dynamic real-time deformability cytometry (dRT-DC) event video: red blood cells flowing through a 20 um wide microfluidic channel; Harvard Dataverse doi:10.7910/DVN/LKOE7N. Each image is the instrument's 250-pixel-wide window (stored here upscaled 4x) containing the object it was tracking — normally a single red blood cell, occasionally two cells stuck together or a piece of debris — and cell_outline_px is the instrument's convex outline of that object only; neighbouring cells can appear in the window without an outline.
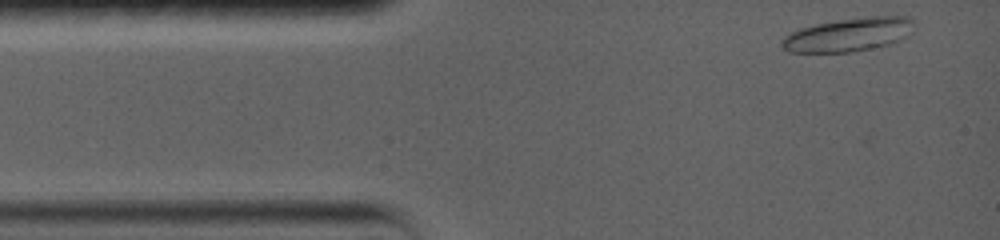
{"species": "common noctule bat (a hibernating species)", "species_latin": "Nyctalus noctula", "temperature_condition": "warm", "stored_images_in_passage": 6, "camera_frame_rate_fps": 5000, "um_per_image_px": 0.085, "animal": {"sex": "female", "body_mass_g": 19.0, "forearm_length_mm": 56.7}, "frame": {"image": 1, "passage_image": 1, "time_ms": 0.0, "image_size_px": [1000, 240], "cell_outline_px": [[912, 20], [904, 36], [888, 44], [852, 52], [788, 52], [780, 44], [784, 36], [800, 28], [816, 24], [836, 20], [872, 16], [908, 16]], "centroid_in_image_um": [72.01, 2.94], "position_along_channel_um": 13.0, "area_um2": 25.14}}
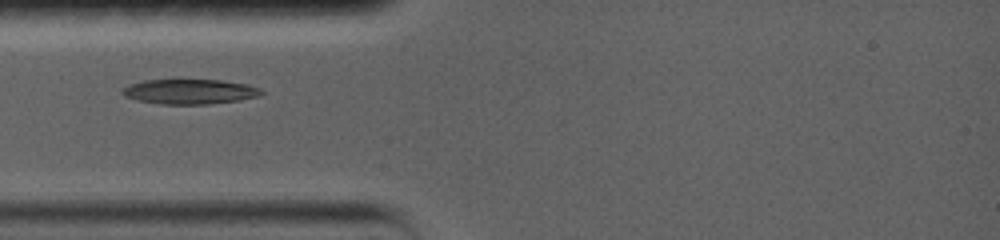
{"frame": {"image": 2, "passage_image": 5, "time_ms": 3.0, "image_size_px": [1000, 240], "cell_outline_px": [[264, 92], [260, 96], [240, 100], [208, 104], [160, 104], [140, 100], [124, 96], [120, 92], [120, 88], [128, 84], [144, 80], [180, 76], [224, 80], [248, 84], [260, 88]], "centroid_in_image_um": [16.1, 7.72], "position_along_channel_um": 68.9, "area_um2": 21.5}}